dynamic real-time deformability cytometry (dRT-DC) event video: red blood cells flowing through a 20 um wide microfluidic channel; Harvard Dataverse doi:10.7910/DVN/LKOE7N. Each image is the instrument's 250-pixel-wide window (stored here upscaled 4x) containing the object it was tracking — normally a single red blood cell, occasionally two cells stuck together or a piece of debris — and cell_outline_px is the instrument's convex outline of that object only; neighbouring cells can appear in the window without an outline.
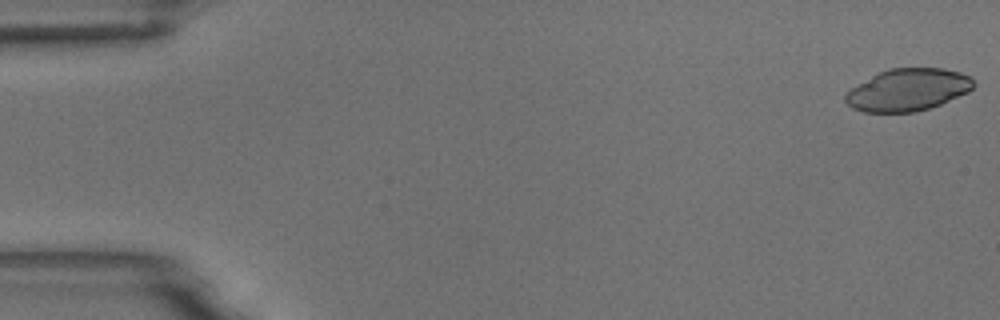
{"species": "common noctule bat (a hibernating species)", "species_latin": "Nyctalus noctula", "temperature_condition": "room temperature", "stored_images_in_passage": 54, "camera_frame_rate_fps": 3000, "um_per_image_px": 0.085, "animal": {"sex": "male", "body_mass_g": 18.8}, "frame": {"image": 1, "passage_image": 1, "time_ms": 0.0, "image_size_px": [1000, 320], "cell_outline_px": [[976, 84], [968, 92], [940, 104], [916, 112], [864, 112], [852, 108], [844, 100], [844, 96], [852, 88], [872, 76], [888, 68], [944, 68], [960, 72], [968, 76]], "centroid_in_image_um": [77.17, 7.63], "position_along_channel_um": 7.8, "area_um2": 31.27}}